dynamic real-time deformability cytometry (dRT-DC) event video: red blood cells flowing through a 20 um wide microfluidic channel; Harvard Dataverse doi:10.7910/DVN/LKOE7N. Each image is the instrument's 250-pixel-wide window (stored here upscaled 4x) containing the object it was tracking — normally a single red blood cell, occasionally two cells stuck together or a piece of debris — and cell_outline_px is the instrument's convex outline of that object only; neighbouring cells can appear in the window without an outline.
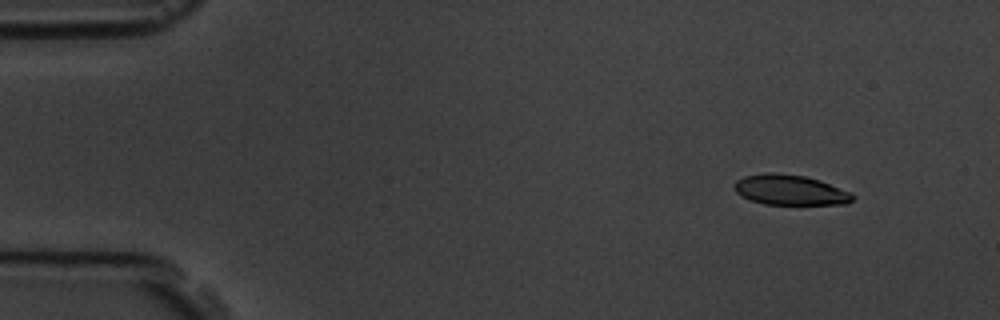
{"species": "common noctule bat (a hibernating species)", "species_latin": "Nyctalus noctula", "temperature_condition": "room temperature", "stored_images_in_passage": 5, "camera_frame_rate_fps": 3000, "um_per_image_px": 0.085, "animal": {"sex": "male", "body_mass_g": 19.5, "forearm_length_mm": 54.6}, "frame": {"image": 1, "passage_image": 2, "time_ms": 1.333, "image_size_px": [1000, 320], "cell_outline_px": [[856, 196], [848, 204], [764, 204], [740, 196], [736, 192], [732, 184], [736, 180], [744, 176], [764, 172], [772, 172], [804, 176], [820, 180], [852, 192]], "centroid_in_image_um": [67.15, 16.14], "position_along_channel_um": 17.8, "area_um2": 21.04}}
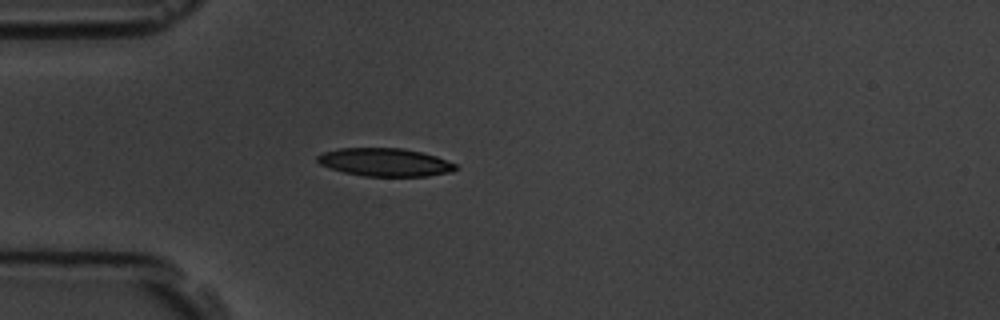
{"frame": {"image": 2, "passage_image": 5, "time_ms": 4.667, "image_size_px": [1000, 320], "cell_outline_px": [[456, 168], [452, 172], [428, 176], [364, 176], [344, 172], [320, 164], [316, 160], [316, 156], [324, 152], [340, 148], [404, 148], [436, 156], [456, 164]], "centroid_in_image_um": [32.72, 13.79], "position_along_channel_um": 52.3, "area_um2": 22.48}}